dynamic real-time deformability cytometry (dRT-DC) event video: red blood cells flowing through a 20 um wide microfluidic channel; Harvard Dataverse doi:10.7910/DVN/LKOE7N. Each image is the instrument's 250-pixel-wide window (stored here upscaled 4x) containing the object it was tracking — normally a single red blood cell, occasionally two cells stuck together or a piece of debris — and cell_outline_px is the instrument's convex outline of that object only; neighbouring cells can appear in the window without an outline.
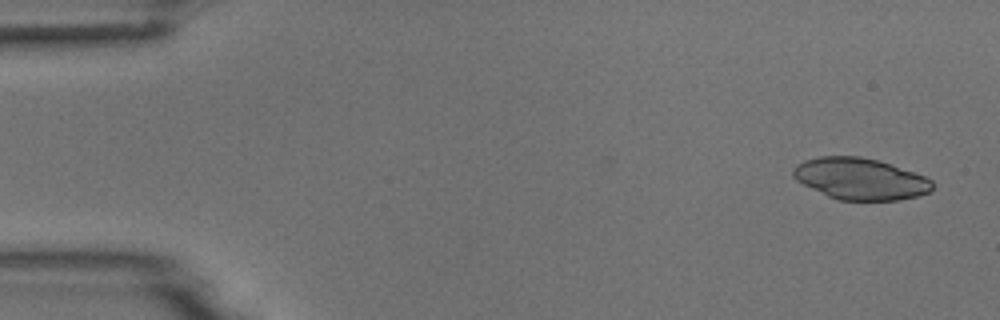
{"species": "common noctule bat (a hibernating species)", "species_latin": "Nyctalus noctula", "temperature_condition": "room temperature", "stored_images_in_passage": 5, "camera_frame_rate_fps": 3000, "um_per_image_px": 0.085, "animal": {"sex": "male", "body_mass_g": 18.8}, "frame": {"image": 1, "passage_image": 1, "time_ms": 0.0, "image_size_px": [1000, 320], "cell_outline_px": [[932, 188], [928, 192], [916, 196], [900, 200], [836, 200], [796, 180], [792, 176], [792, 168], [796, 164], [804, 160], [820, 156], [860, 156], [892, 164], [924, 176], [932, 180]], "centroid_in_image_um": [73.09, 15.19], "position_along_channel_um": 11.9, "area_um2": 33.64}}